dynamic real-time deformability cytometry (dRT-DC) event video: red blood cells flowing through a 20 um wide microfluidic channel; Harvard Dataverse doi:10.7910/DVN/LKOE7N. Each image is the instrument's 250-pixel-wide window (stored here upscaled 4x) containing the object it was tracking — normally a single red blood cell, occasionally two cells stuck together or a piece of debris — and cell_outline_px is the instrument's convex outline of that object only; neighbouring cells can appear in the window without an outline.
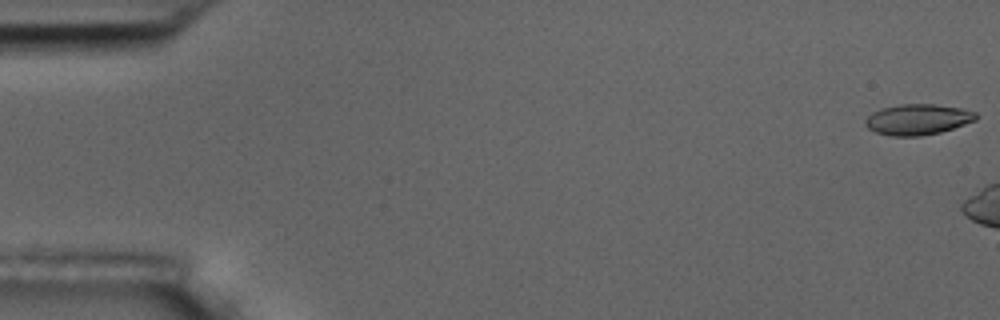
{"species": "common noctule bat (a hibernating species)", "species_latin": "Nyctalus noctula", "temperature_condition": "room temperature", "stored_images_in_passage": 4, "camera_frame_rate_fps": 3000, "um_per_image_px": 0.085, "animal": {"sex": "male", "body_mass_g": 17.5, "forearm_length_mm": 52.3}, "frame": {"image": 1, "passage_image": 1, "time_ms": 0.0, "image_size_px": [1000, 320], "cell_outline_px": [[976, 120], [940, 132], [920, 136], [892, 136], [876, 132], [868, 128], [864, 124], [864, 120], [872, 112], [880, 108], [900, 104], [932, 104], [960, 108], [976, 112]], "centroid_in_image_um": [77.96, 10.15], "position_along_channel_um": 7.0, "area_um2": 19.71}}